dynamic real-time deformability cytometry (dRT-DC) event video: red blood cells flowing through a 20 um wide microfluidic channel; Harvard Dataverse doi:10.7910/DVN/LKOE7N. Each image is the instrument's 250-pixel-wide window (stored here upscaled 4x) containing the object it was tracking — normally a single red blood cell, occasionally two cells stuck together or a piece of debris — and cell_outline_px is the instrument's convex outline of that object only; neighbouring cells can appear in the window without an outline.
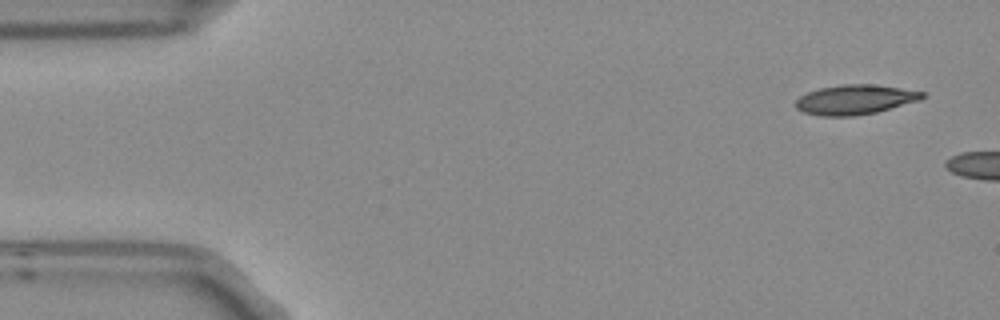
{"species": "Egyptian fruit bat (a non-hibernating species)", "species_latin": "Rousettus aegyptiacus", "temperature_condition": "room temperature", "stored_images_in_passage": 3, "camera_frame_rate_fps": 3000, "um_per_image_px": 0.085, "frame": {"image": 1, "passage_image": 1, "time_ms": 0.0, "image_size_px": [1000, 320], "cell_outline_px": [[924, 96], [920, 100], [876, 112], [852, 116], [820, 116], [804, 112], [796, 108], [792, 104], [800, 96], [808, 92], [820, 88], [840, 84], [872, 84], [900, 88], [924, 92]], "centroid_in_image_um": [72.63, 8.47], "position_along_channel_um": 12.4, "area_um2": 21.85}}